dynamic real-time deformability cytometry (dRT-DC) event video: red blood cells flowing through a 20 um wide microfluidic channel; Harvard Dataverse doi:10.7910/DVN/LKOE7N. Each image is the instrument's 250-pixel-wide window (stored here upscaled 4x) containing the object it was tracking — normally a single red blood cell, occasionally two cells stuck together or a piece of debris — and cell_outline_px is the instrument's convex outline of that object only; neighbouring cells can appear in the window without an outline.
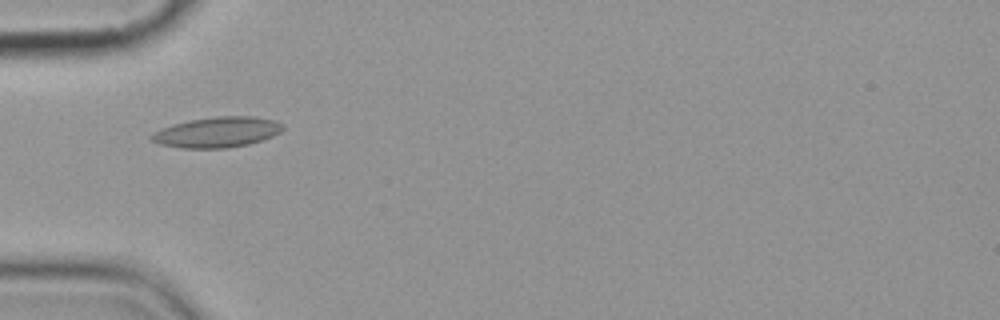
{"species": "common noctule bat (a hibernating species)", "species_latin": "Nyctalus noctula", "temperature_condition": "cold", "stored_images_in_passage": 8, "camera_frame_rate_fps": 3000, "um_per_image_px": 0.085, "animal": {"sex": "female", "body_mass_g": 19.9}, "frame": {"image": 1, "passage_image": 6, "time_ms": 6.0, "image_size_px": [1000, 320], "cell_outline_px": [[284, 128], [280, 132], [272, 136], [248, 144], [228, 148], [180, 148], [160, 144], [152, 140], [148, 136], [152, 132], [160, 128], [172, 124], [192, 120], [216, 116], [256, 116], [272, 120], [280, 124]], "centroid_in_image_um": [18.4, 11.24], "position_along_channel_um": 66.6, "area_um2": 23.24}}
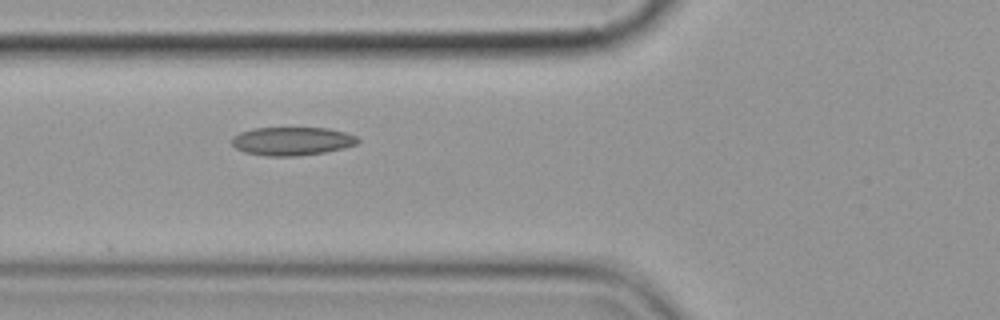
{"frame": {"image": 2, "passage_image": 7, "time_ms": 7.0, "image_size_px": [1000, 320], "cell_outline_px": [[360, 140], [356, 144], [344, 148], [324, 152], [296, 156], [268, 156], [244, 152], [236, 148], [232, 144], [232, 136], [240, 132], [252, 128], [328, 128], [344, 132], [356, 136]], "centroid_in_image_um": [24.8, 11.99], "position_along_channel_um": 101.0, "area_um2": 20.81}}
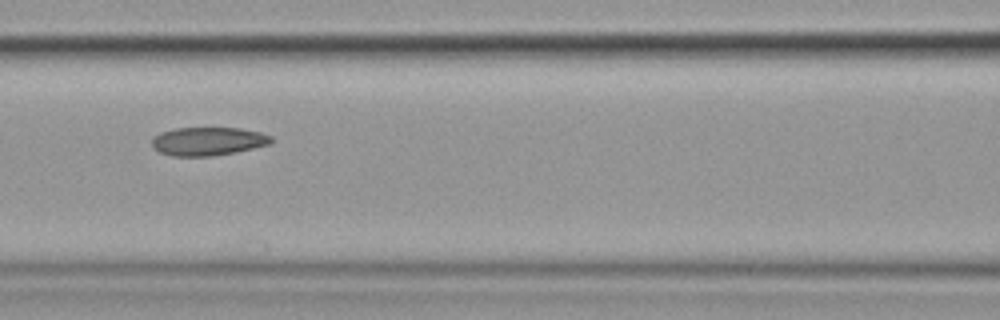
{"frame": {"image": 3, "passage_image": 8, "time_ms": 8.333, "image_size_px": [1000, 320], "cell_outline_px": [[272, 144], [236, 152], [212, 156], [172, 156], [160, 152], [152, 148], [152, 136], [160, 132], [176, 128], [240, 128], [260, 132], [272, 136]], "centroid_in_image_um": [17.67, 12.01], "position_along_channel_um": 148.9, "area_um2": 19.94}}